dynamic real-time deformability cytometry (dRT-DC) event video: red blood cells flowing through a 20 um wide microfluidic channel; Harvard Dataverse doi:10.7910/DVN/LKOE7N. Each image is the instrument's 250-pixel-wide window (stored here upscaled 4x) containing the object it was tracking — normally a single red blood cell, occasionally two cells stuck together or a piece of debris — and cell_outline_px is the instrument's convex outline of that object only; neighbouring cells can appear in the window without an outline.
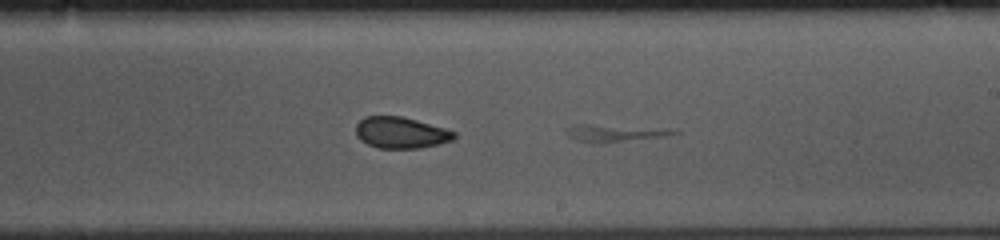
{"species": "common noctule bat (a hibernating species)", "species_latin": "Nyctalus noctula", "temperature_condition": "cold", "stored_images_in_passage": 29, "segment_of_instrument_passage": [1, 2], "camera_frame_rate_fps": 3000, "um_per_image_px": 0.085, "animal": {"sex": "female", "body_mass_g": 10.0, "forearm_length_mm": 53.1}, "frame": {"image": 1, "passage_image": 16, "time_ms": 5.0, "image_size_px": [1000, 240], "cell_outline_px": [[680, 132], [664, 136], [604, 144], [592, 144], [576, 140], [568, 136], [564, 132], [564, 128], [576, 124], [592, 124]], "centroid_in_image_um": [51.9, 11.36], "position_along_channel_um": 237.1, "area_um2": 10.29}}
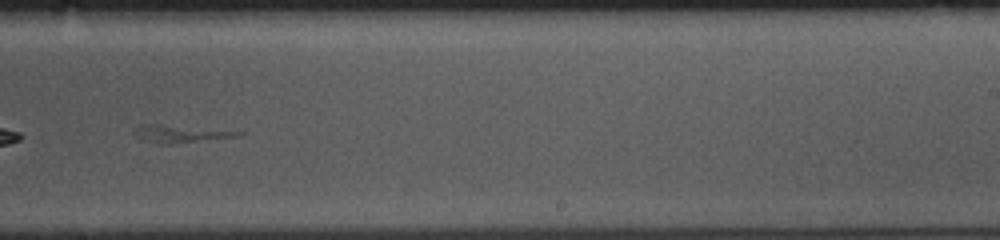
{"frame": {"image": 2, "passage_image": 19, "time_ms": 6.0, "image_size_px": [1000, 240], "cell_outline_px": [[248, 132], [236, 136], [172, 144], [156, 144], [136, 136], [132, 132], [136, 128], [144, 124], [156, 124]], "centroid_in_image_um": [15.28, 11.37], "position_along_channel_um": 273.7, "area_um2": 10.23}}